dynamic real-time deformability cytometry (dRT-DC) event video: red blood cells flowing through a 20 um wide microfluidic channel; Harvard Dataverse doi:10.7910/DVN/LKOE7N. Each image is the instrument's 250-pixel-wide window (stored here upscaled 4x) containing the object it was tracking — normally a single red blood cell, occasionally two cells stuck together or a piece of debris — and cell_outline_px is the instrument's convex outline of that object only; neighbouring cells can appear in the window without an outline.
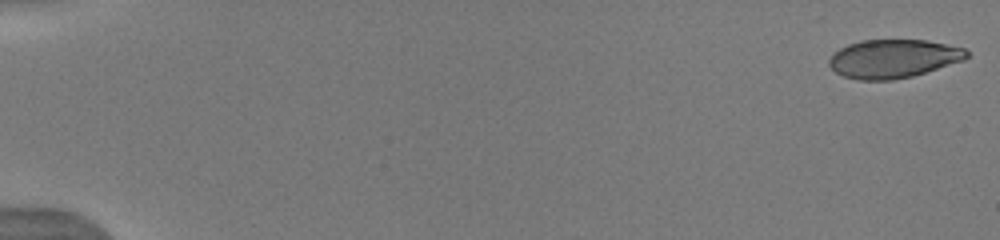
{"species": "human", "species_latin": "Homo sapiens", "temperature_condition": "warm", "stored_images_in_passage": 27, "camera_frame_rate_fps": 3000, "um_per_image_px": 0.085, "donor": {"sex": "male"}, "frame": {"image": 1, "passage_image": 1, "time_ms": 0.0, "image_size_px": [1000, 240], "cell_outline_px": [[968, 56], [964, 60], [912, 76], [892, 80], [860, 80], [844, 76], [836, 72], [828, 64], [828, 60], [832, 52], [848, 44], [860, 40], [928, 40], [964, 48], [968, 52]], "centroid_in_image_um": [75.9, 4.98], "position_along_channel_um": 9.1, "area_um2": 30.87}}
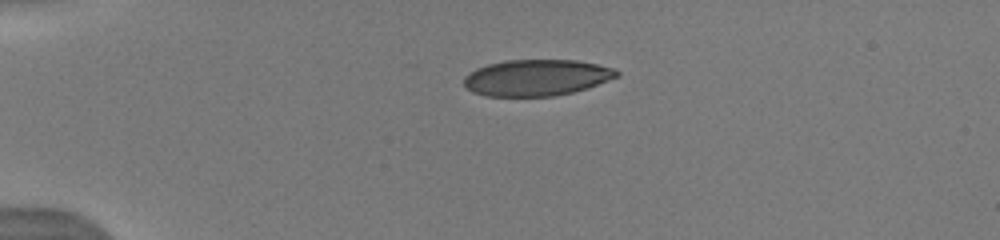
{"frame": {"image": 2, "passage_image": 17, "time_ms": 4.0, "image_size_px": [1000, 240], "cell_outline_px": [[620, 76], [588, 88], [556, 96], [484, 96], [472, 92], [464, 88], [464, 76], [468, 72], [476, 68], [488, 64], [504, 60], [576, 60], [616, 68], [620, 72]], "centroid_in_image_um": [45.6, 6.6], "position_along_channel_um": 39.4, "area_um2": 32.71}}